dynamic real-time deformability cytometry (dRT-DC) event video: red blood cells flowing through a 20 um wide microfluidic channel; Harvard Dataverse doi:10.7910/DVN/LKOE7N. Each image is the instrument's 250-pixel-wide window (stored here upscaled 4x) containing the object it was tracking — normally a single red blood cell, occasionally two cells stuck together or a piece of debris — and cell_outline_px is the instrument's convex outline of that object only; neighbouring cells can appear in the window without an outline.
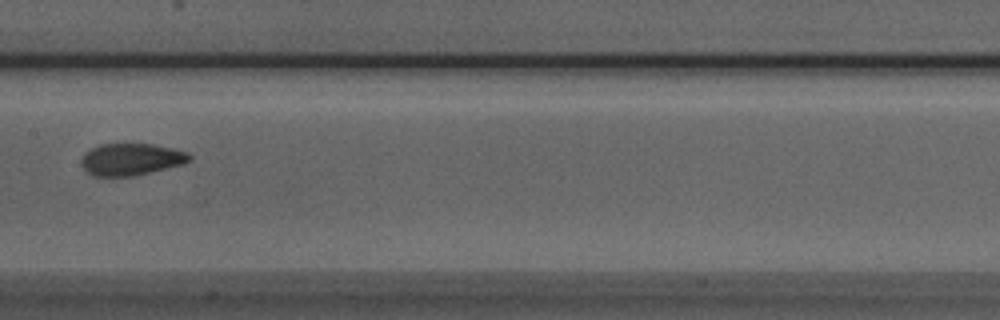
{"species": "Egyptian fruit bat (a non-hibernating species)", "species_latin": "Rousettus aegyptiacus", "temperature_condition": "room temperature", "stored_images_in_passage": 8, "camera_frame_rate_fps": 3000, "um_per_image_px": 0.085, "animal": {"sex": "male"}, "frame": {"image": 1, "passage_image": 7, "time_ms": 2.0, "image_size_px": [1000, 320], "cell_outline_px": [[192, 160], [180, 164], [132, 176], [96, 176], [88, 172], [80, 164], [80, 160], [84, 152], [100, 144], [152, 144], [172, 148], [188, 152], [192, 156]], "centroid_in_image_um": [11.11, 13.53], "position_along_channel_um": 196.3, "area_um2": 19.94}}
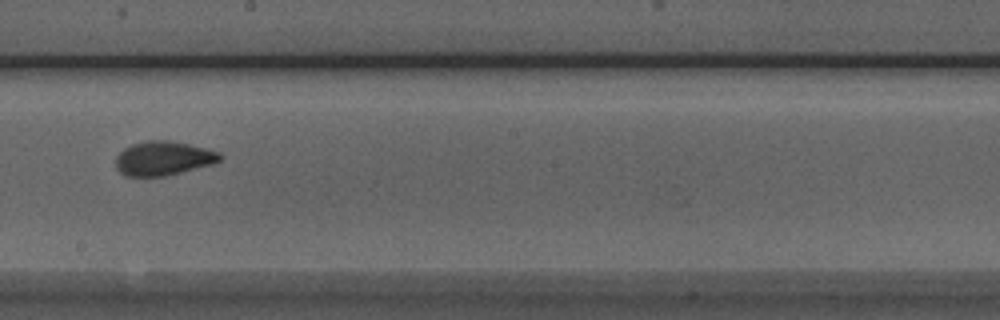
{"frame": {"image": 2, "passage_image": 8, "time_ms": 2.333, "image_size_px": [1000, 320], "cell_outline_px": [[224, 156], [220, 160], [212, 164], [164, 176], [124, 176], [116, 168], [116, 156], [124, 148], [132, 144], [148, 140], [168, 140], [188, 144], [220, 152]], "centroid_in_image_um": [13.87, 13.45], "position_along_channel_um": 234.3, "area_um2": 20.63}}